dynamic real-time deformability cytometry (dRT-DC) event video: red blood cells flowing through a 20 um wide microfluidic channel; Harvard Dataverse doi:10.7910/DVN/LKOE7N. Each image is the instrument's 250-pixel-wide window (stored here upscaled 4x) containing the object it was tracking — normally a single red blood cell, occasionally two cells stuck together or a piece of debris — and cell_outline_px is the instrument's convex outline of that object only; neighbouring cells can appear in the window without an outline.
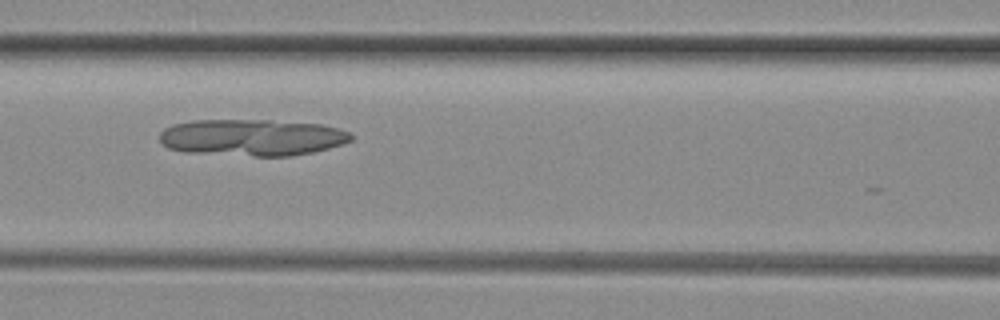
{"species": "common noctule bat (a hibernating species)", "species_latin": "Nyctalus noctula", "temperature_condition": "room temperature", "stored_images_in_passage": 7, "camera_frame_rate_fps": 3000, "um_per_image_px": 0.085, "animal": {"sex": "female", "body_mass_g": 29.2, "forearm_length_mm": 56.3}, "frame": {"image": 1, "passage_image": 7, "time_ms": 2.0, "image_size_px": [1000, 320], "cell_outline_px": [[352, 140], [328, 148], [312, 152], [292, 156], [256, 156], [184, 152], [168, 148], [160, 140], [160, 132], [164, 128], [172, 124], [192, 120], [272, 120], [324, 124], [348, 132], [352, 136]], "centroid_in_image_um": [21.39, 11.68], "position_along_channel_um": 145.2, "area_um2": 40.98}}